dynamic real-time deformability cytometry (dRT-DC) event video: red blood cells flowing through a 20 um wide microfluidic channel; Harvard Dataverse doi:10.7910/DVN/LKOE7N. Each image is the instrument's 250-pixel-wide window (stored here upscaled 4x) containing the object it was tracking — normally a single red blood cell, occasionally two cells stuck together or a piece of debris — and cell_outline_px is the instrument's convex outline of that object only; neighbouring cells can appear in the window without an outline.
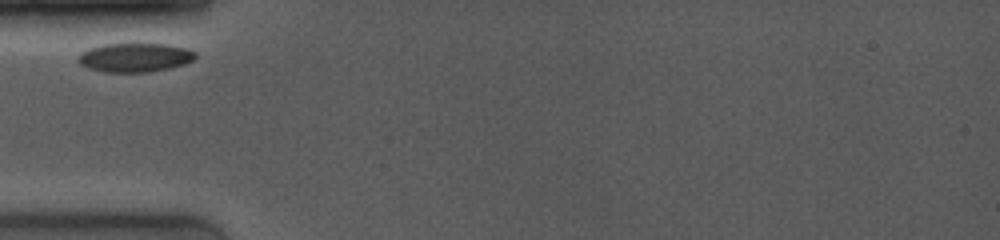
{"species": "common noctule bat (a hibernating species)", "species_latin": "Nyctalus noctula", "temperature_condition": "room temperature", "stored_images_in_passage": 22, "camera_frame_rate_fps": 4000, "um_per_image_px": 0.085, "animal": {"sex": "female", "body_mass_g": 19.0, "forearm_length_mm": 53.3}, "frame": {"image": 1, "passage_image": 1, "time_ms": 0.0, "image_size_px": [1000, 240], "cell_outline_px": [[196, 56], [192, 60], [184, 64], [168, 68], [148, 72], [104, 72], [88, 68], [80, 64], [76, 60], [80, 52], [88, 48], [104, 44], [168, 44], [188, 48], [196, 52]], "centroid_in_image_um": [11.44, 4.88], "position_along_channel_um": 73.6, "area_um2": 19.88}}
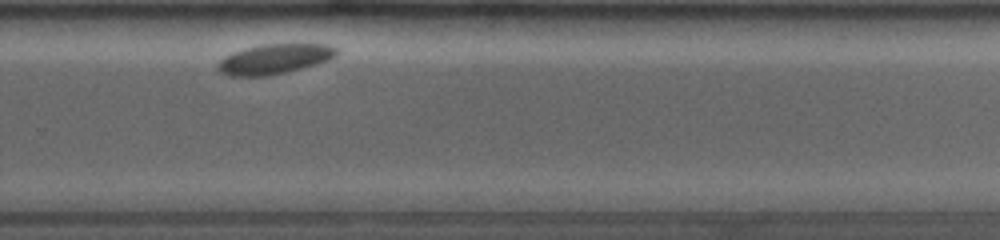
{"frame": {"image": 2, "passage_image": 19, "time_ms": 6.75, "image_size_px": [1000, 240], "cell_outline_px": [[336, 56], [328, 60], [316, 64], [268, 76], [228, 76], [220, 72], [216, 68], [216, 64], [224, 56], [232, 52], [244, 48], [264, 44], [328, 44], [336, 48]], "centroid_in_image_um": [23.26, 5.01], "position_along_channel_um": 306.5, "area_um2": 20.69}}
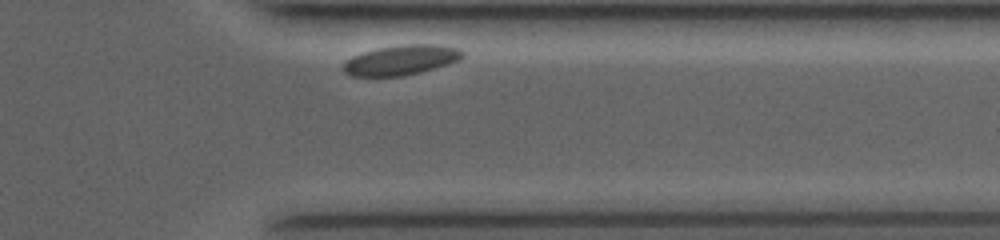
{"frame": {"image": 3, "passage_image": 22, "time_ms": 8.75, "image_size_px": [1000, 240], "cell_outline_px": [[464, 56], [460, 60], [448, 64], [420, 72], [400, 76], [352, 76], [344, 72], [344, 64], [352, 56], [364, 52], [380, 48], [408, 44], [432, 44], [456, 48], [464, 52]], "centroid_in_image_um": [34.12, 5.11], "position_along_channel_um": 377.3, "area_um2": 20.4}}